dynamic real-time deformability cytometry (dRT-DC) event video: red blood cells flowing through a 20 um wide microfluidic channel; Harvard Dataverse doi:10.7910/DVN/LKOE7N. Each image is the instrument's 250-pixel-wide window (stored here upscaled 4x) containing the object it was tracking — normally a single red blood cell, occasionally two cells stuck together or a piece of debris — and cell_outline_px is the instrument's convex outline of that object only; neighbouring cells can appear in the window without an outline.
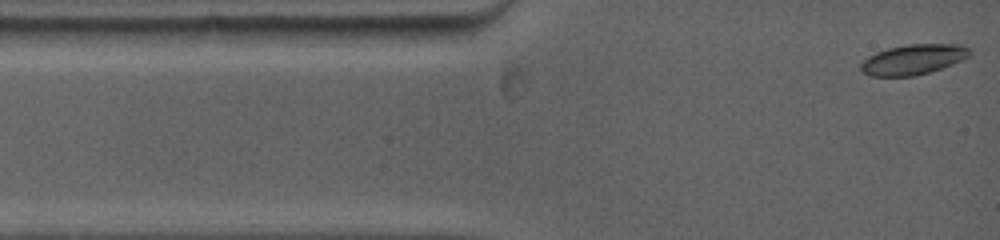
{"species": "common noctule bat (a hibernating species)", "species_latin": "Nyctalus noctula", "temperature_condition": "warm", "stored_images_in_passage": 19, "camera_frame_rate_fps": 5000, "um_per_image_px": 0.085, "animal": {"sex": "female", "body_mass_g": 19.0, "forearm_length_mm": 53.3}, "frame": {"image": 1, "passage_image": 1, "time_ms": 0.0, "image_size_px": [1000, 240], "cell_outline_px": [[972, 52], [968, 56], [952, 64], [916, 76], [872, 76], [864, 72], [860, 68], [860, 64], [868, 56], [876, 52], [888, 48], [908, 44], [960, 44], [972, 48]], "centroid_in_image_um": [77.64, 5.04], "position_along_channel_um": 7.4, "area_um2": 19.07}}
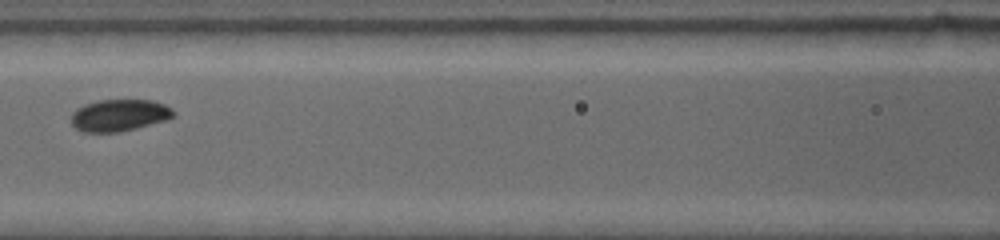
{"frame": {"image": 2, "passage_image": 11, "time_ms": 5.0, "image_size_px": [1000, 240], "cell_outline_px": [[176, 116], [168, 120], [120, 132], [84, 132], [76, 128], [72, 124], [72, 112], [76, 108], [84, 104], [100, 100], [152, 100], [164, 104], [172, 108], [176, 112]], "centroid_in_image_um": [10.18, 9.79], "position_along_channel_um": 156.4, "area_um2": 19.19}}
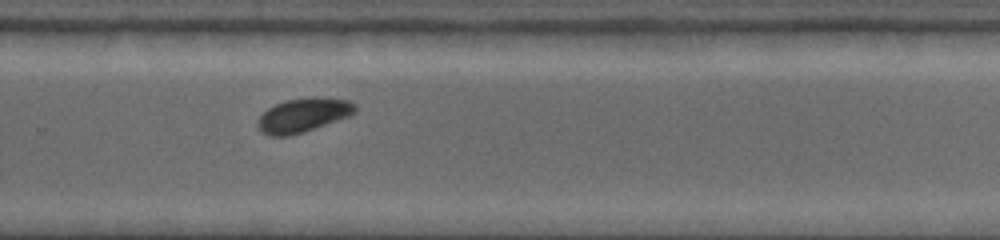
{"frame": {"image": 3, "passage_image": 18, "time_ms": 8.8, "image_size_px": [1000, 240], "cell_outline_px": [[356, 112], [348, 116], [304, 132], [288, 136], [272, 136], [260, 132], [256, 124], [260, 116], [268, 108], [284, 100], [312, 96], [316, 96], [352, 100], [356, 104]], "centroid_in_image_um": [25.78, 9.77], "position_along_channel_um": 304.0, "area_um2": 19.54}}